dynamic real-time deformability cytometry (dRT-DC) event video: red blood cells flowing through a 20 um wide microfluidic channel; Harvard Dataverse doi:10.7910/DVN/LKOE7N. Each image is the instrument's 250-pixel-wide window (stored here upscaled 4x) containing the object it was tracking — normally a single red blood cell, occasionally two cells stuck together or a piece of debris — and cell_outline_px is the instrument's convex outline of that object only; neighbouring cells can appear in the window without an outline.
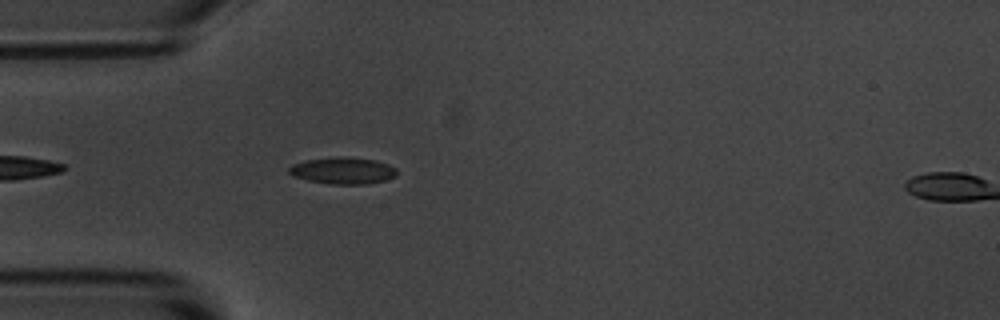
{"species": "common noctule bat (a hibernating species)", "species_latin": "Nyctalus noctula", "temperature_condition": "room temperature", "stored_images_in_passage": 5, "camera_frame_rate_fps": 3000, "um_per_image_px": 0.085, "animal": {"sex": "male", "body_mass_g": 20.1, "forearm_length_mm": 53.5}, "frame": {"image": 1, "passage_image": 4, "time_ms": 1.0, "image_size_px": [1000, 320], "cell_outline_px": [[396, 176], [384, 180], [368, 184], [332, 184], [308, 180], [292, 176], [288, 172], [288, 168], [292, 164], [304, 160], [336, 156], [348, 156], [376, 160], [388, 164], [396, 168]], "centroid_in_image_um": [29.12, 14.48], "position_along_channel_um": 55.9, "area_um2": 16.99}}